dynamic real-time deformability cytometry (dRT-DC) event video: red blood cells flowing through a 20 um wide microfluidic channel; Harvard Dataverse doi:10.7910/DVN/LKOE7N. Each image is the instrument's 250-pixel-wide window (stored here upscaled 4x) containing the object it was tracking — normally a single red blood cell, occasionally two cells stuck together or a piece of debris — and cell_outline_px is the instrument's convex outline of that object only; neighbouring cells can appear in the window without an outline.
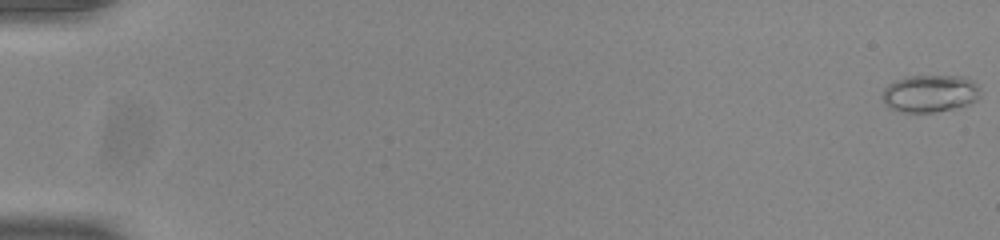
{"species": "common noctule bat (a hibernating species)", "species_latin": "Nyctalus noctula", "temperature_condition": "room temperature", "stored_images_in_passage": 51, "camera_frame_rate_fps": 3000, "um_per_image_px": 0.085, "animal": {"sex": "male", "body_mass_g": 20.0, "forearm_length_mm": 53.3}, "frame": {"image": 1, "passage_image": 1, "time_ms": 0.0, "image_size_px": [1000, 240], "cell_outline_px": [[980, 96], [976, 100], [968, 104], [952, 108], [932, 112], [900, 112], [884, 104], [880, 96], [884, 88], [888, 84], [904, 76], [964, 76], [972, 80], [980, 88]], "centroid_in_image_um": [79.02, 7.93], "position_along_channel_um": 6.0, "area_um2": 21.44}}
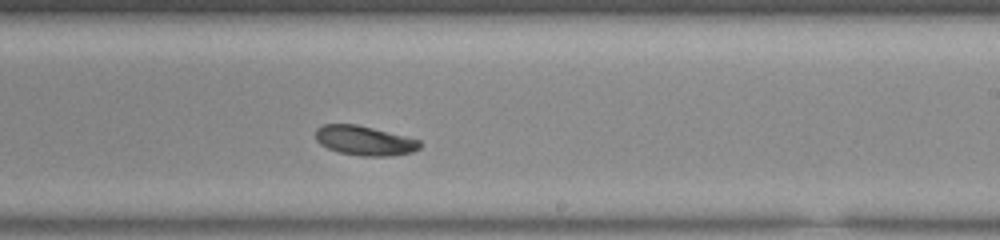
{"frame": {"image": 2, "passage_image": 30, "time_ms": 9.667, "image_size_px": [1000, 240], "cell_outline_px": [[424, 144], [420, 148], [412, 152], [388, 156], [360, 156], [340, 152], [328, 148], [320, 144], [316, 140], [316, 128], [324, 124], [356, 124], [420, 140]], "centroid_in_image_um": [30.99, 11.95], "position_along_channel_um": 258.0, "area_um2": 17.86}}
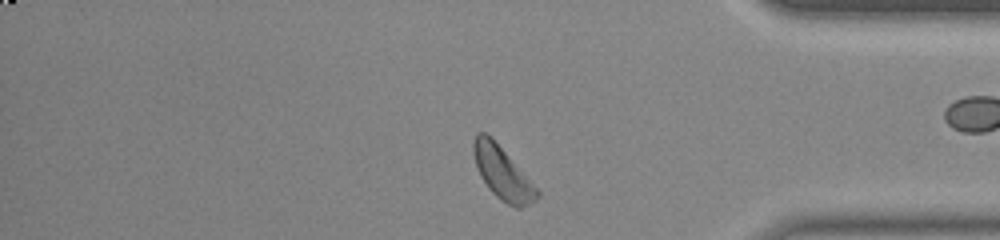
{"frame": {"image": 3, "passage_image": 42, "time_ms": 13.667, "image_size_px": [1000, 240], "cell_outline_px": [[540, 196], [536, 200], [520, 208], [516, 208], [500, 200], [488, 188], [480, 176], [472, 152], [472, 144], [476, 132], [484, 132], [504, 152], [540, 192]], "centroid_in_image_um": [42.68, 14.74], "position_along_channel_um": 392.5, "area_um2": 18.84}, "authors_computed_cell_mechanics": {"area_um2": 18.9584, "velocity_mm_per_s": 3.7961, "shape_relaxation_time_tau1_ms": 2.0841, "shape_relaxation_time_tau2_ms": null, "deformation_change_tau1": 0.0697, "deformation_change_tau2": null}}